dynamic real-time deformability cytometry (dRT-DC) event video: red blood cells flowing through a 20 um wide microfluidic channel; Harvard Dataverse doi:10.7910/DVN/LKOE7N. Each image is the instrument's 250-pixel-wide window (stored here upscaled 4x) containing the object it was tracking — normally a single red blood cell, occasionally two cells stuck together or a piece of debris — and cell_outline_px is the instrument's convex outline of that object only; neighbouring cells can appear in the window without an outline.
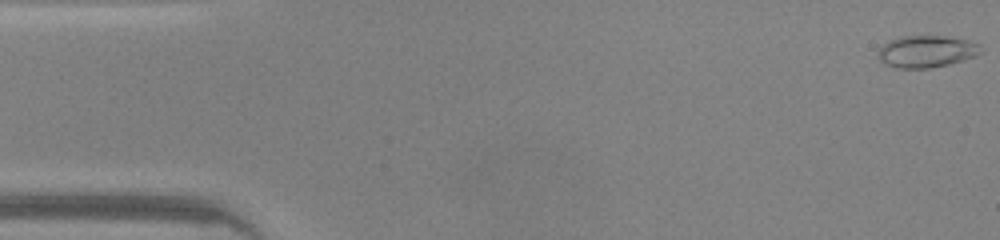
{"species": "common noctule bat (a hibernating species)", "species_latin": "Nyctalus noctula", "temperature_condition": "warm", "stored_images_in_passage": 47, "camera_frame_rate_fps": 3000, "um_per_image_px": 0.085, "animal": {"sex": "male", "body_mass_g": 20.0, "forearm_length_mm": 53.3}, "frame": {"image": 1, "passage_image": 1, "time_ms": 0.0, "image_size_px": [1000, 240], "cell_outline_px": [[980, 52], [976, 56], [964, 60], [948, 64], [928, 68], [896, 68], [884, 64], [880, 60], [880, 48], [888, 40], [900, 36], [944, 36], [968, 40], [976, 44]], "centroid_in_image_um": [78.71, 4.37], "position_along_channel_um": 6.3, "area_um2": 18.84}}
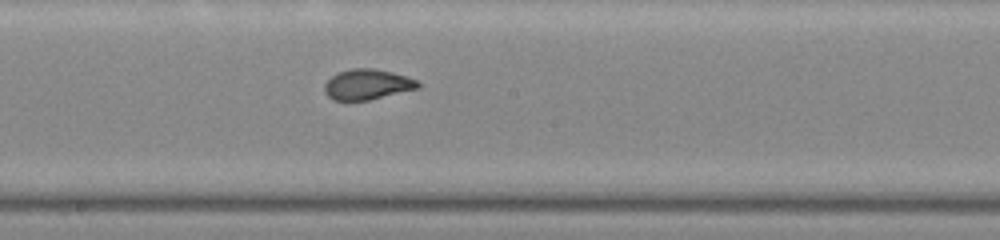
{"frame": {"image": 2, "passage_image": 25, "time_ms": 8.0, "image_size_px": [1000, 240], "cell_outline_px": [[420, 88], [368, 100], [332, 100], [324, 92], [324, 84], [332, 76], [340, 72], [352, 68], [372, 68], [392, 72], [416, 80], [420, 84]], "centroid_in_image_um": [31.21, 7.18], "position_along_channel_um": 217.0, "area_um2": 16.42}}
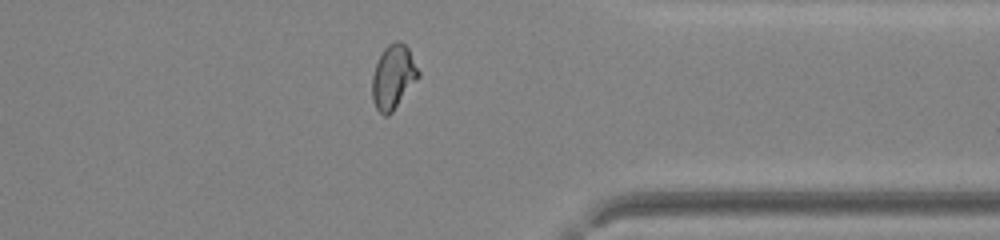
{"frame": {"image": 3, "passage_image": 37, "time_ms": 12.0, "image_size_px": [1000, 240], "cell_outline_px": [[420, 76], [392, 112], [388, 116], [384, 116], [376, 108], [372, 100], [372, 76], [376, 64], [384, 48], [388, 44], [396, 40], [400, 40], [408, 48], [420, 72]], "centroid_in_image_um": [33.42, 6.54], "position_along_channel_um": 378.0, "area_um2": 17.22}, "authors_computed_cell_mechanics": {"area_um2": 17.3978, "velocity_mm_per_s": 4.2842, "shape_relaxation_time_tau1_ms": null, "shape_relaxation_time_tau2_ms": 0.566, "deformation_change_tau1": null, "deformation_change_tau2": 0.0494}}